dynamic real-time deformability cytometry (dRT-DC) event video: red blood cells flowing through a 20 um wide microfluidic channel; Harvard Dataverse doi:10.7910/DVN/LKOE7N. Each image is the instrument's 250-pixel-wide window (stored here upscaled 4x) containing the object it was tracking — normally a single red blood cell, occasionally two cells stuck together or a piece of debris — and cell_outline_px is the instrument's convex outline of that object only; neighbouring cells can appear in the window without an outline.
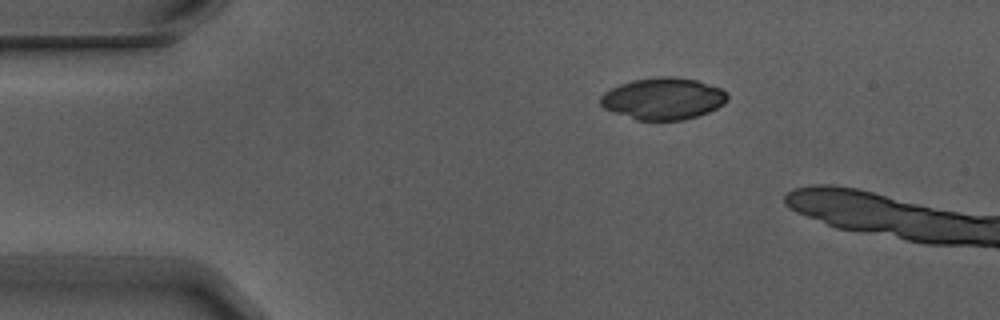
{"species": "Egyptian fruit bat (a non-hibernating species)", "species_latin": "Rousettus aegyptiacus", "temperature_condition": "warm", "stored_images_in_passage": 4, "camera_frame_rate_fps": 3000, "um_per_image_px": 0.085, "animal": {"sex": "male"}, "frame": {"image": 1, "passage_image": 1, "time_ms": 0.0, "image_size_px": [1000, 320], "cell_outline_px": [[728, 100], [724, 104], [708, 112], [684, 120], [636, 120], [612, 112], [604, 108], [600, 104], [600, 96], [604, 92], [620, 84], [632, 80], [660, 76], [676, 76], [696, 80], [720, 88], [728, 92]], "centroid_in_image_um": [56.37, 8.38], "position_along_channel_um": 28.6, "area_um2": 31.1}}